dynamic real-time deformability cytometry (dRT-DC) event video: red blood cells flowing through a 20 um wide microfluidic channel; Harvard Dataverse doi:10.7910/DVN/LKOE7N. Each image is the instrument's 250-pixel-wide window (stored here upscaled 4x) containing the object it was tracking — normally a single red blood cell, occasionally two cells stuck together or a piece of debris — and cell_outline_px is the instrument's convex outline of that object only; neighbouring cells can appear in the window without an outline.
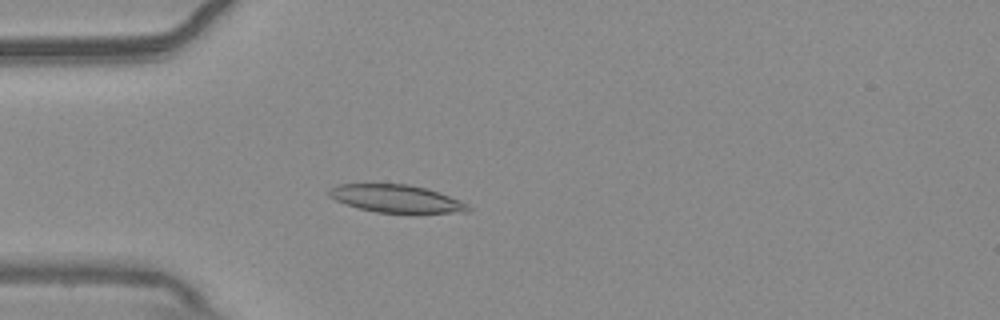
{"species": "common noctule bat (a hibernating species)", "species_latin": "Nyctalus noctula", "temperature_condition": "warm", "stored_images_in_passage": 50, "camera_frame_rate_fps": 3000, "um_per_image_px": 0.085, "animal": {"sex": "male", "body_mass_g": 20.4}, "frame": {"image": 1, "passage_image": 11, "time_ms": 3.333, "image_size_px": [1000, 320], "cell_outline_px": [[472, 208], [468, 212], [376, 212], [360, 208], [336, 200], [328, 196], [328, 188], [340, 184], [408, 184], [428, 188], [460, 200], [468, 204]], "centroid_in_image_um": [33.69, 16.87], "position_along_channel_um": 51.3, "area_um2": 22.2}}
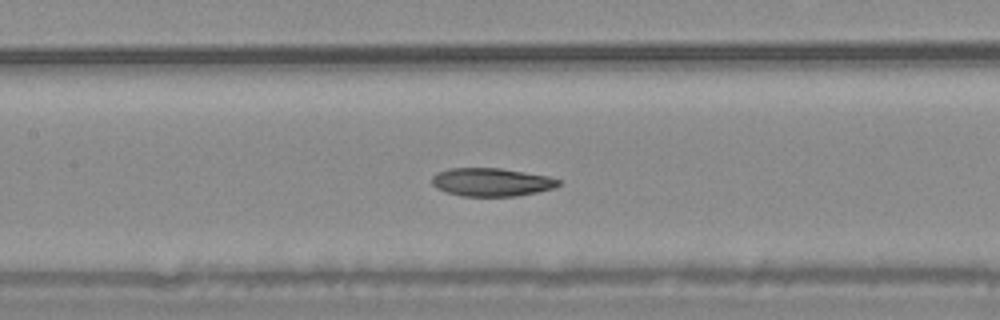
{"frame": {"image": 2, "passage_image": 21, "time_ms": 6.667, "image_size_px": [1000, 320], "cell_outline_px": [[564, 184], [556, 188], [516, 196], [460, 196], [436, 188], [432, 184], [432, 176], [436, 172], [448, 168], [500, 168], [548, 176], [560, 180]], "centroid_in_image_um": [41.79, 15.48], "position_along_channel_um": 165.6, "area_um2": 20.98}}
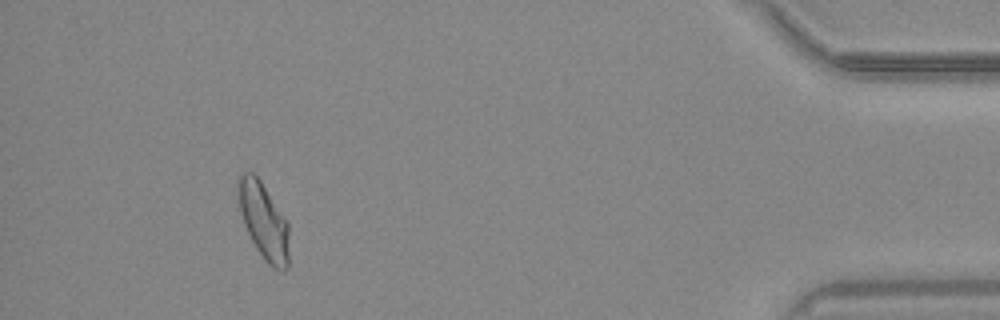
{"frame": {"image": 3, "passage_image": 46, "time_ms": 15.0, "image_size_px": [1000, 320], "cell_outline_px": [[288, 268], [284, 272], [272, 268], [264, 260], [256, 248], [244, 224], [240, 212], [240, 176], [244, 172], [252, 172], [260, 180], [288, 220]], "centroid_in_image_um": [22.47, 18.85], "position_along_channel_um": 412.7, "area_um2": 22.31}, "authors_computed_cell_mechanics": {"area_um2": 21.6461, "velocity_mm_per_s": 3.716, "shape_relaxation_time_tau1_ms": null, "shape_relaxation_time_tau2_ms": 4.5116, "deformation_change_tau1": null, "deformation_change_tau2": 0.104}}